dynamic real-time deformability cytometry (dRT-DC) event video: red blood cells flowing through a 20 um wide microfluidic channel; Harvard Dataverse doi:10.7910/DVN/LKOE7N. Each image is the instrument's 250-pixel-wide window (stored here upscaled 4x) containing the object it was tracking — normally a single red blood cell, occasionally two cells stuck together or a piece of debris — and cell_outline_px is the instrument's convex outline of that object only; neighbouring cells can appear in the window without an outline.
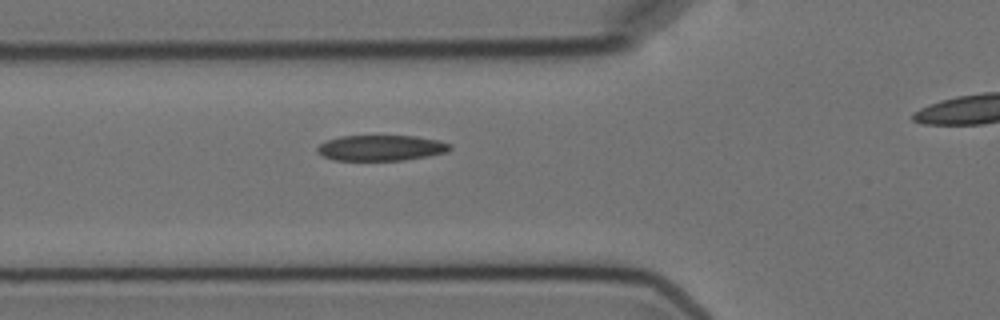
{"species": "Egyptian fruit bat (a non-hibernating species)", "species_latin": "Rousettus aegyptiacus", "temperature_condition": "cold", "stored_images_in_passage": 4, "camera_frame_rate_fps": 3000, "um_per_image_px": 0.085, "animal": {"sex": "female"}, "frame": {"image": 1, "passage_image": 4, "time_ms": 3.667, "image_size_px": [1000, 320], "cell_outline_px": [[452, 148], [448, 152], [428, 156], [404, 160], [332, 160], [316, 152], [316, 148], [320, 144], [328, 140], [340, 136], [412, 136], [440, 140], [452, 144]], "centroid_in_image_um": [32.41, 12.57], "position_along_channel_um": 93.4, "area_um2": 19.88}}